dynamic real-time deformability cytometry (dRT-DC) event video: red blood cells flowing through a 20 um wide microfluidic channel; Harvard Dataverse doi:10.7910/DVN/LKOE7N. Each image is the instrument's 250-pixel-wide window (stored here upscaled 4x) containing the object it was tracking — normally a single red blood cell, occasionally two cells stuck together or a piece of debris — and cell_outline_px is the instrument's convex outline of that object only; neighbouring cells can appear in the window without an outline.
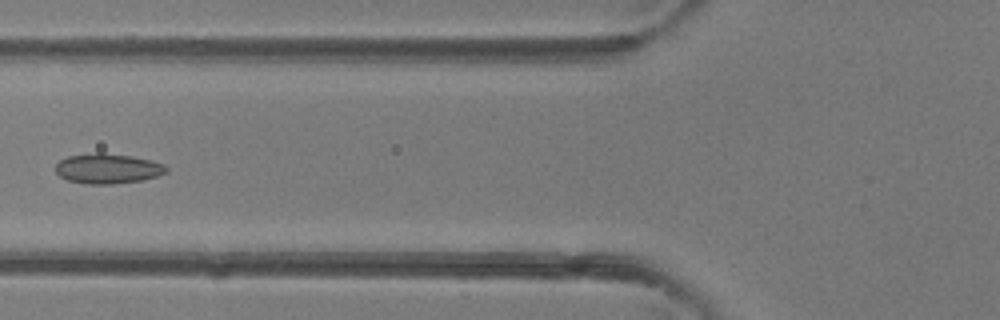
{"species": "common noctule bat (a hibernating species)", "species_latin": "Nyctalus noctula", "temperature_condition": "room temperature", "stored_images_in_passage": 6, "camera_frame_rate_fps": 3000, "um_per_image_px": 0.085, "animal": {"sex": "female"}, "frame": {"image": 1, "passage_image": 6, "time_ms": 5.667, "image_size_px": [1000, 320], "cell_outline_px": [[168, 172], [144, 180], [112, 184], [88, 184], [68, 180], [60, 176], [56, 172], [56, 164], [60, 160], [68, 156], [96, 152], [104, 152], [132, 156], [152, 160], [164, 164], [168, 168]], "centroid_in_image_um": [9.18, 14.32], "position_along_channel_um": 116.6, "area_um2": 19.54}}